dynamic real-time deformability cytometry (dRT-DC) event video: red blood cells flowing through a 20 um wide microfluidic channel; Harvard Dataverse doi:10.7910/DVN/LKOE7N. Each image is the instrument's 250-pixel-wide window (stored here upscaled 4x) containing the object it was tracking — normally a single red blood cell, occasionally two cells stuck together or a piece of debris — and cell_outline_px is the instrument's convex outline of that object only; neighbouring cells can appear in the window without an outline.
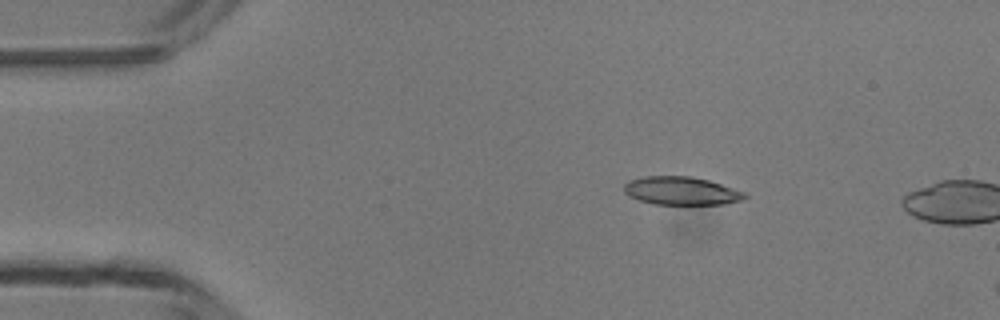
{"species": "common noctule bat (a hibernating species)", "species_latin": "Nyctalus noctula", "temperature_condition": "room temperature", "stored_images_in_passage": 4, "camera_frame_rate_fps": 3000, "um_per_image_px": 0.085, "animal": {"sex": "male", "body_mass_g": 13.3}, "frame": {"image": 1, "passage_image": 3, "time_ms": 2.333, "image_size_px": [1000, 320], "cell_outline_px": [[748, 196], [740, 200], [724, 204], [656, 204], [640, 200], [628, 196], [624, 192], [624, 184], [628, 180], [644, 176], [692, 176], [708, 180], [744, 192]], "centroid_in_image_um": [57.86, 16.21], "position_along_channel_um": 27.1, "area_um2": 19.71}}